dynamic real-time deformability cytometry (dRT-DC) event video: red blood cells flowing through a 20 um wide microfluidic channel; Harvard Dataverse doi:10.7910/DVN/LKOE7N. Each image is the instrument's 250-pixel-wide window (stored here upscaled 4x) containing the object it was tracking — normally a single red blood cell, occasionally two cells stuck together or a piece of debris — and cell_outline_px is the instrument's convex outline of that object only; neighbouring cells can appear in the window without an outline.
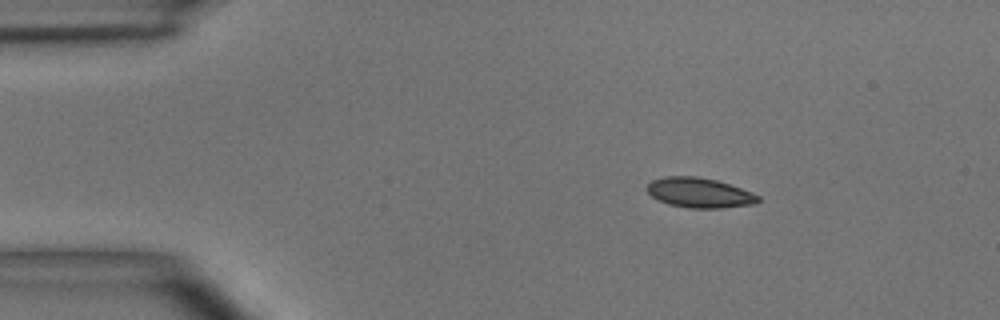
{"species": "common noctule bat (a hibernating species)", "species_latin": "Nyctalus noctula", "temperature_condition": "room temperature", "stored_images_in_passage": 4, "camera_frame_rate_fps": 3000, "um_per_image_px": 0.085, "animal": {"sex": "male", "body_mass_g": 15.6}, "frame": {"image": 1, "passage_image": 2, "time_ms": 1.0, "image_size_px": [1000, 320], "cell_outline_px": [[760, 200], [756, 204], [720, 208], [688, 208], [668, 204], [652, 196], [644, 188], [652, 180], [664, 176], [696, 176], [716, 180], [752, 192], [760, 196]], "centroid_in_image_um": [59.45, 16.38], "position_along_channel_um": 25.6, "area_um2": 19.42}}
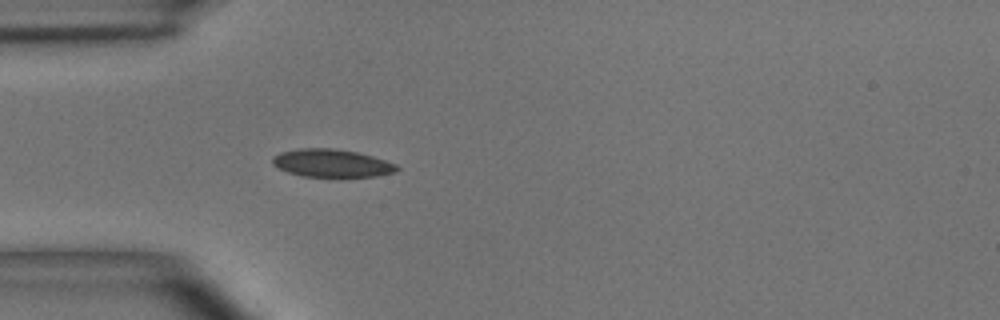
{"frame": {"image": 2, "passage_image": 4, "time_ms": 3.333, "image_size_px": [1000, 320], "cell_outline_px": [[400, 168], [396, 172], [376, 176], [336, 180], [304, 176], [288, 172], [272, 164], [272, 156], [280, 152], [300, 148], [332, 148], [356, 152], [372, 156], [396, 164]], "centroid_in_image_um": [28.22, 13.92], "position_along_channel_um": 56.8, "area_um2": 21.04}}